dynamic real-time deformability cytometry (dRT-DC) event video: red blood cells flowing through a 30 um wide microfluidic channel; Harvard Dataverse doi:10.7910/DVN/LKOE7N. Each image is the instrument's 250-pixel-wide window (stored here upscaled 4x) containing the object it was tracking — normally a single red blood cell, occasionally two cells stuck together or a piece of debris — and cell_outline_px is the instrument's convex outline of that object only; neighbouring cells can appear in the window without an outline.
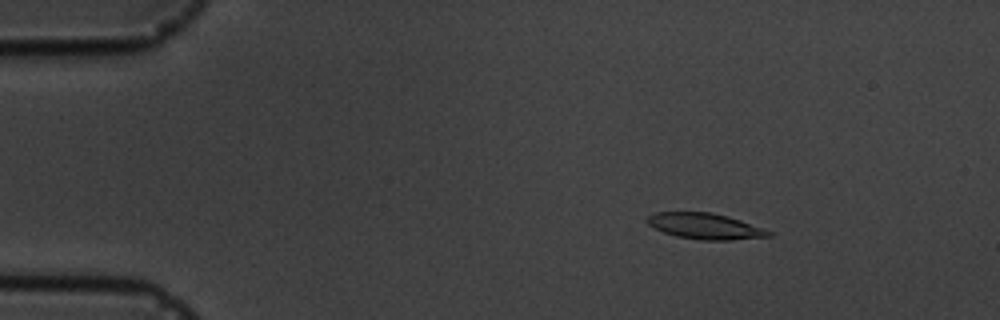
{"species": "common noctule bat (a hibernating species)", "species_latin": "Nyctalus noctula", "temperature_condition": "cold", "stored_images_in_passage": 6, "camera_frame_rate_fps": 3000, "um_per_image_px": 0.085, "animal": {"sex": "male", "body_mass_g": 19.5, "forearm_length_mm": 54.6}, "frame": {"image": 1, "passage_image": 3, "time_ms": 2.333, "image_size_px": [1000, 320], "cell_outline_px": [[772, 236], [732, 240], [700, 240], [676, 236], [664, 232], [648, 224], [644, 220], [648, 216], [656, 212], [712, 212], [728, 216], [764, 228], [772, 232]], "centroid_in_image_um": [59.94, 19.22], "position_along_channel_um": 25.1, "area_um2": 18.38}}